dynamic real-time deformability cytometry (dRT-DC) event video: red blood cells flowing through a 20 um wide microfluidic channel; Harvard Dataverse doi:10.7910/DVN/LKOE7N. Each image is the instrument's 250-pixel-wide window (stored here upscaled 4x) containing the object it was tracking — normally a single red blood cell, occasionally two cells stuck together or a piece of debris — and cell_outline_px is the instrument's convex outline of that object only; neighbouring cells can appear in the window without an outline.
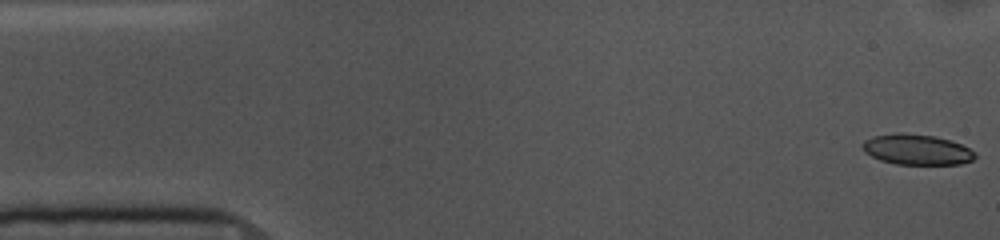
{"species": "common noctule bat (a hibernating species)", "species_latin": "Nyctalus noctula", "temperature_condition": "cold", "stored_images_in_passage": 54, "camera_frame_rate_fps": 3000, "um_per_image_px": 0.085, "animal": {"sex": "female", "body_mass_g": 10.0, "forearm_length_mm": 53.1}, "frame": {"image": 1, "passage_image": 1, "time_ms": 0.0, "image_size_px": [1000, 240], "cell_outline_px": [[976, 156], [972, 160], [960, 164], [896, 164], [880, 160], [864, 152], [860, 144], [864, 140], [872, 136], [904, 132], [936, 136], [952, 140], [976, 152]], "centroid_in_image_um": [77.91, 12.7], "position_along_channel_um": 7.1, "area_um2": 20.17}}
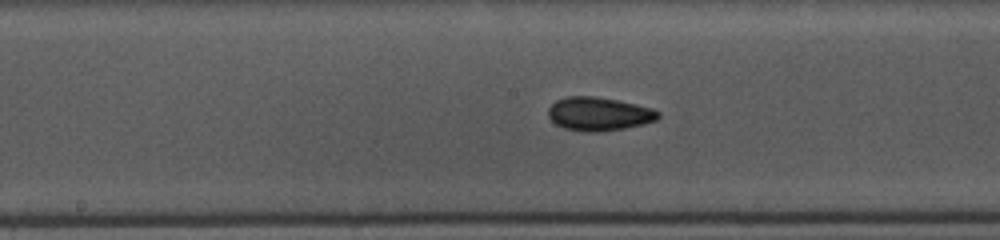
{"frame": {"image": 2, "passage_image": 26, "time_ms": 8.333, "image_size_px": [1000, 240], "cell_outline_px": [[660, 116], [656, 120], [644, 124], [624, 128], [600, 132], [588, 132], [564, 128], [556, 124], [548, 116], [548, 108], [556, 100], [568, 96], [592, 96], [616, 100], [636, 104], [652, 108], [660, 112]], "centroid_in_image_um": [50.91, 9.68], "position_along_channel_um": 197.3, "area_um2": 21.44}}
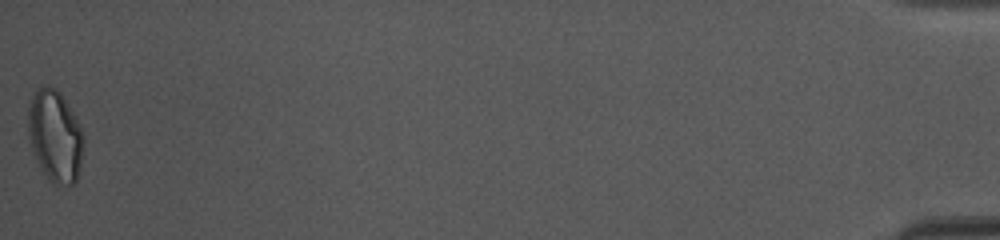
{"frame": {"image": 3, "passage_image": 54, "time_ms": 17.667, "image_size_px": [1000, 240], "cell_outline_px": [[84, 144], [80, 168], [76, 180], [72, 184], [56, 184], [48, 180], [32, 148], [28, 136], [28, 108], [36, 88], [40, 84], [48, 84], [56, 88], [60, 92], [72, 112], [84, 136]], "centroid_in_image_um": [4.68, 11.51], "position_along_channel_um": 430.5, "area_um2": 29.48}, "authors_computed_cell_mechanics": {"area_um2": 20.6924, "velocity_mm_per_s": 3.6227, "shape_relaxation_time_tau1_ms": 4.0824, "shape_relaxation_time_tau2_ms": 2.6878, "deformation_change_tau1": 0.1083, "deformation_change_tau2": 0.065}}